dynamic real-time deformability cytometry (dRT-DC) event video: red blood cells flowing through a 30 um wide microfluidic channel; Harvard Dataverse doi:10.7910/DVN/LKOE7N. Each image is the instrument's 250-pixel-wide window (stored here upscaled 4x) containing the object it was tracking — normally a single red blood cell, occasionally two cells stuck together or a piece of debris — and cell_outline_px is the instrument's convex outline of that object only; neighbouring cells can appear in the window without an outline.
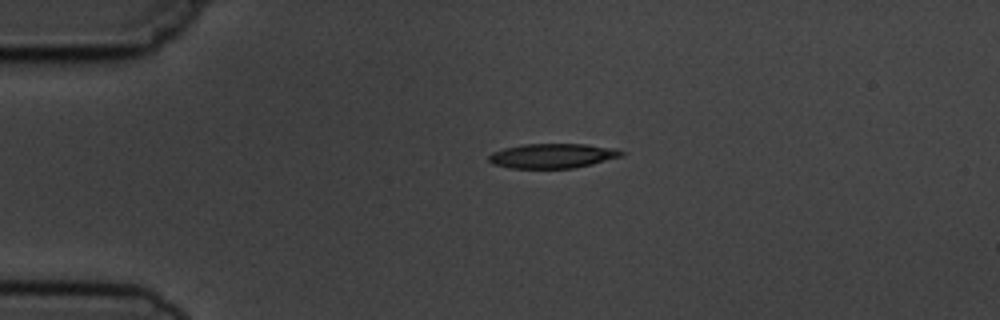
{"species": "common noctule bat (a hibernating species)", "species_latin": "Nyctalus noctula", "temperature_condition": "cold", "stored_images_in_passage": 2, "camera_frame_rate_fps": 3000, "um_per_image_px": 0.085, "animal": {"sex": "male", "body_mass_g": 19.5, "forearm_length_mm": 54.6}, "frame": {"image": 1, "passage_image": 1, "time_ms": 0.0, "image_size_px": [1000, 320], "cell_outline_px": [[624, 156], [592, 164], [572, 168], [512, 168], [492, 164], [488, 160], [488, 156], [492, 152], [504, 148], [520, 144], [588, 144], [616, 148], [624, 152]], "centroid_in_image_um": [46.98, 13.24], "position_along_channel_um": 38.0, "area_um2": 19.19}}